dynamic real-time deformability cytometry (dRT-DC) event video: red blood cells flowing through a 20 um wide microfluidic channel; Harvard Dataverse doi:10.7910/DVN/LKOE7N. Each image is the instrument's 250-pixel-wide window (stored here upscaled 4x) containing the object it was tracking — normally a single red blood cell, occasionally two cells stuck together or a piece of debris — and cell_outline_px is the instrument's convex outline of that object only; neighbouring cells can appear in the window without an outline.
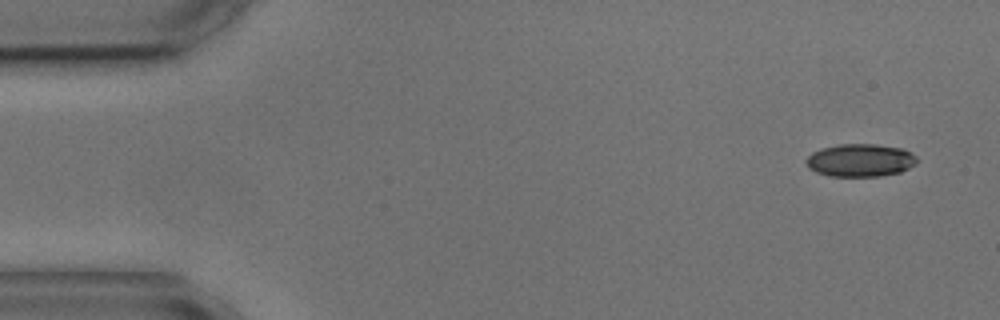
{"species": "common noctule bat (a hibernating species)", "species_latin": "Nyctalus noctula", "temperature_condition": "cold", "stored_images_in_passage": 5, "camera_frame_rate_fps": 3000, "um_per_image_px": 0.085, "animal": {"sex": "male", "body_mass_g": 17.9, "forearm_length_mm": 54.2}, "frame": {"image": 1, "passage_image": 1, "time_ms": 0.0, "image_size_px": [1000, 320], "cell_outline_px": [[916, 164], [900, 172], [880, 176], [832, 176], [816, 172], [808, 168], [804, 160], [812, 152], [820, 148], [840, 144], [876, 144], [904, 148], [912, 152], [916, 156]], "centroid_in_image_um": [73.12, 13.61], "position_along_channel_um": 11.9, "area_um2": 21.39}}
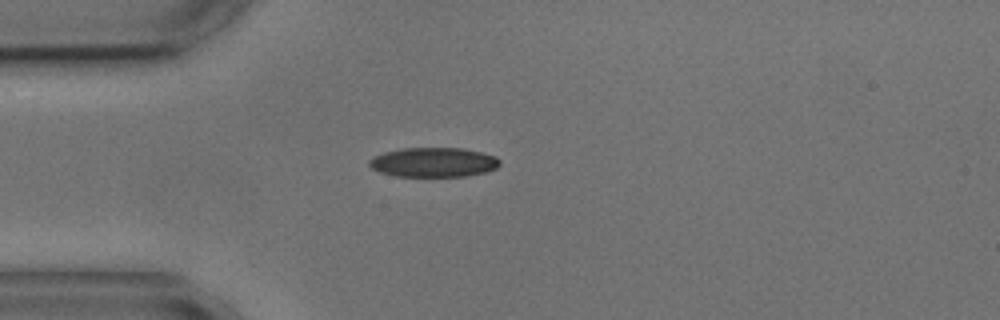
{"frame": {"image": 2, "passage_image": 4, "time_ms": 3.667, "image_size_px": [1000, 320], "cell_outline_px": [[500, 164], [496, 168], [484, 172], [468, 176], [396, 176], [380, 172], [372, 168], [368, 164], [368, 160], [384, 152], [400, 148], [464, 148], [496, 156], [500, 160]], "centroid_in_image_um": [36.86, 13.79], "position_along_channel_um": 48.1, "area_um2": 22.43}}